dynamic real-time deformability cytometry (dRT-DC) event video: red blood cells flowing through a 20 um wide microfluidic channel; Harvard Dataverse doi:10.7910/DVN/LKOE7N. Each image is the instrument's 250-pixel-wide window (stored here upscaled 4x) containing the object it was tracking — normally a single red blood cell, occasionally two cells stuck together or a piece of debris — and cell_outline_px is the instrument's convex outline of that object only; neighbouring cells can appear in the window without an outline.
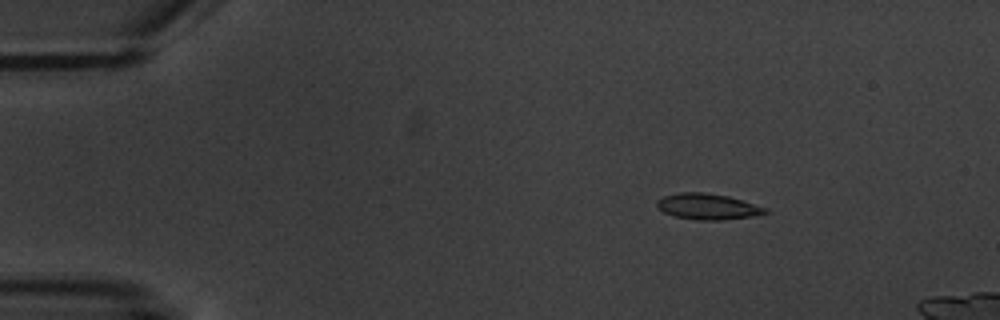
{"species": "common noctule bat (a hibernating species)", "species_latin": "Nyctalus noctula", "temperature_condition": "warm", "stored_images_in_passage": 4, "camera_frame_rate_fps": 3000, "um_per_image_px": 0.085, "animal": {"sex": "male", "body_mass_g": 20.1, "forearm_length_mm": 53.5}, "frame": {"image": 1, "passage_image": 1, "time_ms": 0.0, "image_size_px": [1000, 320], "cell_outline_px": [[772, 212], [752, 216], [724, 220], [696, 220], [676, 216], [664, 212], [656, 204], [656, 200], [664, 196], [680, 192], [704, 192], [728, 196], [768, 208]], "centroid_in_image_um": [60.19, 17.56], "position_along_channel_um": 24.8, "area_um2": 16.36}}